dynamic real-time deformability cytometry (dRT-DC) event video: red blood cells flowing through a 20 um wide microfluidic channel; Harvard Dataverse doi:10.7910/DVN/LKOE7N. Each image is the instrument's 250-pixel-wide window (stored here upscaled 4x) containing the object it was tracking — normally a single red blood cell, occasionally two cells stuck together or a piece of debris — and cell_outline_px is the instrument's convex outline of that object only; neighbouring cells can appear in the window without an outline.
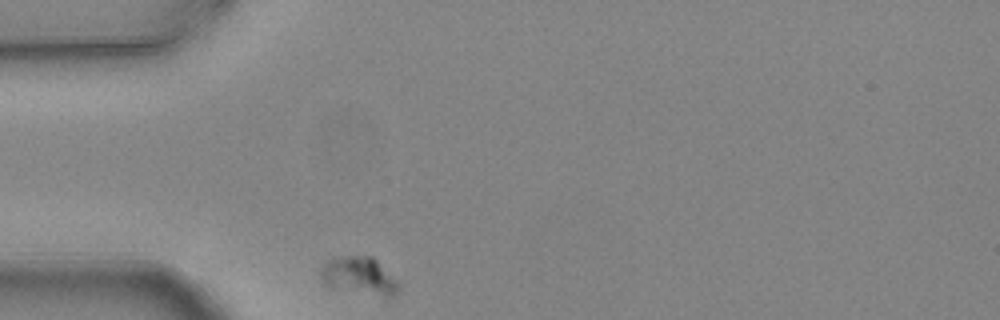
{"species": "common noctule bat (a hibernating species)", "species_latin": "Nyctalus noctula", "temperature_condition": "warm", "stored_images_in_passage": 1, "camera_frame_rate_fps": 3000, "um_per_image_px": 0.085, "animal": {"sex": "female", "body_mass_g": 24.6, "forearm_length_mm": 56.2}, "frame": {"image": 1, "passage_image": 1, "time_ms": 0.0, "image_size_px": [1000, 320], "cell_outline_px": [[400, 284], [396, 292], [392, 296], [384, 296], [328, 288], [320, 280], [320, 268], [328, 260], [348, 256], [372, 256]], "centroid_in_image_um": [30.47, 23.46], "position_along_channel_um": 54.5, "area_um2": 16.94}}